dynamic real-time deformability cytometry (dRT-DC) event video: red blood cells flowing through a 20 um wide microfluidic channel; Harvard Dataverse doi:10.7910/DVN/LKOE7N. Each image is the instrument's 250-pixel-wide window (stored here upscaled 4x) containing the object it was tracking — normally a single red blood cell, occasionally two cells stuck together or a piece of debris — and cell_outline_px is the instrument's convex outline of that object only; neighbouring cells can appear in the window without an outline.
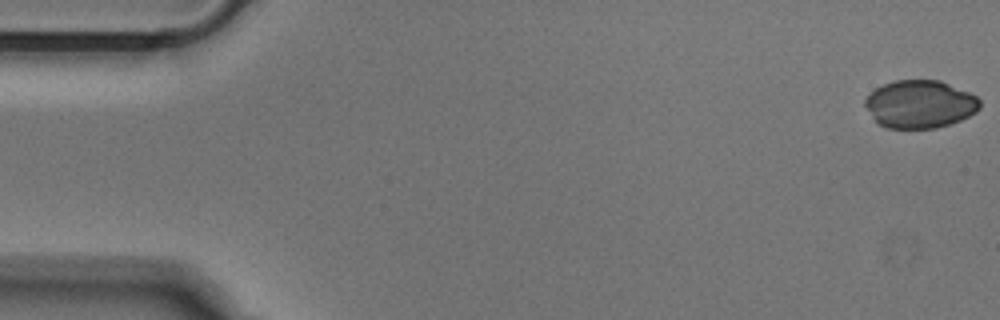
{"species": "Egyptian fruit bat (a non-hibernating species)", "species_latin": "Rousettus aegyptiacus", "temperature_condition": "cold", "stored_images_in_passage": 52, "camera_frame_rate_fps": 3000, "um_per_image_px": 0.085, "animal": {"sex": "male"}, "frame": {"image": 1, "passage_image": 1, "time_ms": 0.0, "image_size_px": [1000, 320], "cell_outline_px": [[980, 108], [976, 112], [960, 120], [936, 128], [888, 128], [880, 124], [872, 116], [864, 104], [864, 100], [876, 88], [884, 84], [896, 80], [940, 80], [968, 92], [976, 96], [980, 100]], "centroid_in_image_um": [78.2, 8.85], "position_along_channel_um": 6.8, "area_um2": 31.73}}
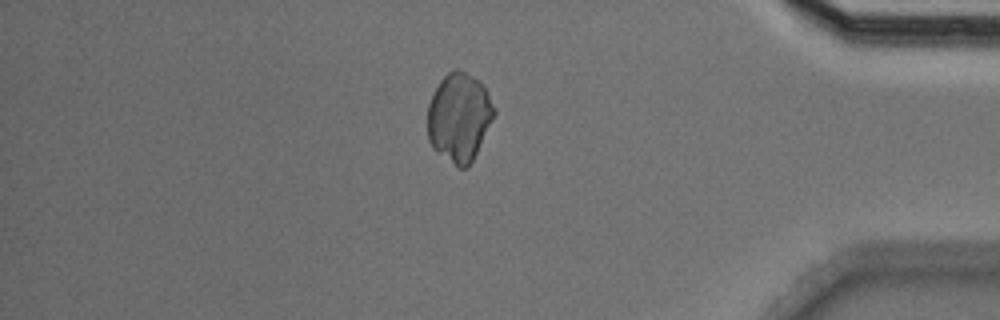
{"frame": {"image": 2, "passage_image": 44, "time_ms": 14.333, "image_size_px": [1000, 320], "cell_outline_px": [[496, 112], [468, 168], [460, 168], [432, 148], [428, 140], [428, 104], [440, 80], [452, 68], [460, 68], [480, 80], [488, 92]], "centroid_in_image_um": [39.02, 9.92], "position_along_channel_um": 396.2, "area_um2": 34.28}}